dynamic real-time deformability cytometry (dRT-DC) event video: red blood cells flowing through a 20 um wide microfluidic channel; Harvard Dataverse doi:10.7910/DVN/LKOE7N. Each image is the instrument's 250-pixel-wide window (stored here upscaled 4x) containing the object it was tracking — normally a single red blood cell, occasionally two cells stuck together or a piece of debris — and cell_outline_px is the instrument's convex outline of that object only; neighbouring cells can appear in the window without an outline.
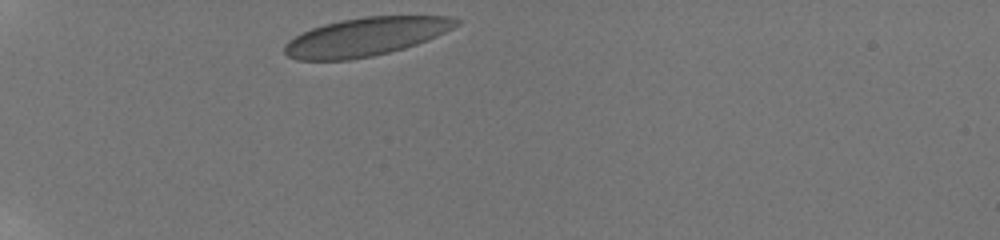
{"species": "human", "species_latin": "Homo sapiens", "temperature_condition": "room temperature", "stored_images_in_passage": 6, "camera_frame_rate_fps": 3000, "um_per_image_px": 0.085, "donor": {"sex": "male"}, "frame": {"image": 1, "passage_image": 1, "time_ms": 0.0, "image_size_px": [1000, 240], "cell_outline_px": [[460, 24], [436, 36], [416, 44], [404, 48], [372, 56], [348, 60], [300, 60], [288, 56], [284, 52], [284, 44], [288, 40], [312, 28], [324, 24], [340, 20], [364, 16], [448, 16], [460, 20]], "centroid_in_image_um": [31.08, 3.12], "position_along_channel_um": 53.9, "area_um2": 38.15}}